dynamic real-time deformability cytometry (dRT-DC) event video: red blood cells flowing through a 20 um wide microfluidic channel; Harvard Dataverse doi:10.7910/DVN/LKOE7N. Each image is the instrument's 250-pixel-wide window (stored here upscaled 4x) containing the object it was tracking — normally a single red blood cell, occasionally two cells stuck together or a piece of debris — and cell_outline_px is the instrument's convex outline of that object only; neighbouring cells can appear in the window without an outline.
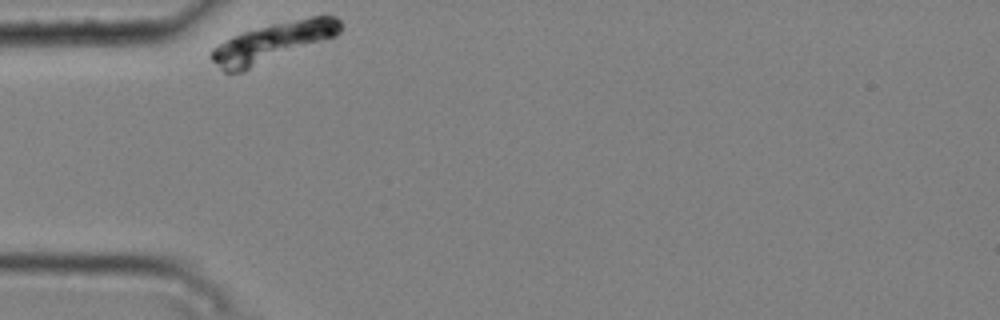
{"species": "common noctule bat (a hibernating species)", "species_latin": "Nyctalus noctula", "temperature_condition": "cold", "stored_images_in_passage": 2, "camera_frame_rate_fps": 3000, "um_per_image_px": 0.085, "animal": {"sex": "male", "body_mass_g": 20.4}, "frame": {"image": 1, "passage_image": 1, "time_ms": 0.0, "image_size_px": [1000, 320], "cell_outline_px": [[344, 24], [340, 32], [336, 36], [244, 72], [224, 72], [208, 56], [212, 48], [232, 36], [240, 32], [272, 24], [312, 16], [336, 16]], "centroid_in_image_um": [23.19, 3.6], "position_along_channel_um": 61.8, "area_um2": 29.77}}